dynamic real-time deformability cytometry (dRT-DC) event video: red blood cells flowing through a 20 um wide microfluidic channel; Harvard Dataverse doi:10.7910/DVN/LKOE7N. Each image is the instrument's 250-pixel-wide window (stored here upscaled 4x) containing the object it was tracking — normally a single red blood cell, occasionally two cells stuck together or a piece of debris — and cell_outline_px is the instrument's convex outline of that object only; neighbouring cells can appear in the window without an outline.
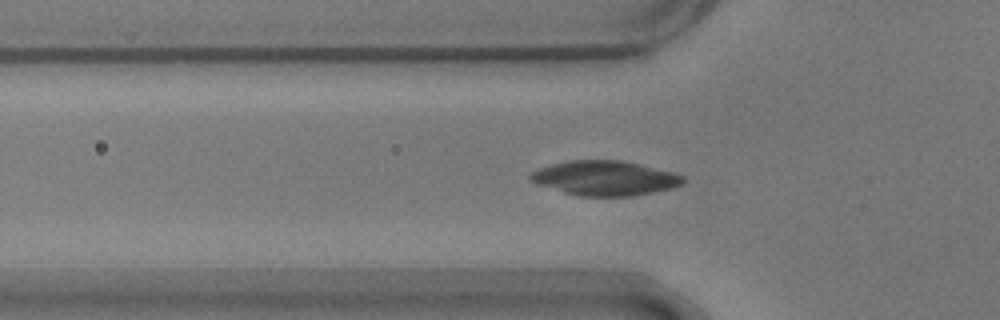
{"species": "common noctule bat (a hibernating species)", "species_latin": "Nyctalus noctula", "temperature_condition": "warm", "stored_images_in_passage": 24, "camera_frame_rate_fps": 3000, "um_per_image_px": 0.085, "animal": {"sex": "male", "body_mass_g": 17.9}, "frame": {"image": 1, "passage_image": 10, "time_ms": 3.0, "image_size_px": [1000, 320], "cell_outline_px": [[684, 180], [680, 184], [672, 188], [632, 196], [580, 196], [564, 192], [536, 184], [528, 180], [528, 176], [532, 172], [540, 168], [552, 164], [572, 160], [620, 160], [676, 172], [684, 176]], "centroid_in_image_um": [51.41, 15.14], "position_along_channel_um": 74.4, "area_um2": 30.75}}
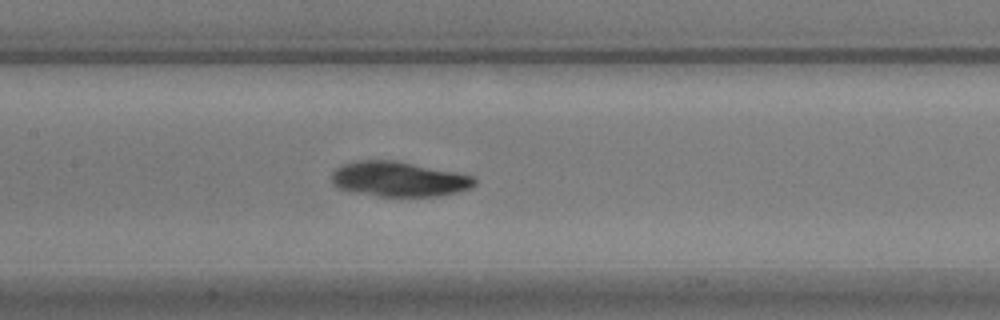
{"frame": {"image": 2, "passage_image": 18, "time_ms": 5.667, "image_size_px": [1000, 320], "cell_outline_px": [[476, 184], [468, 188], [456, 192], [440, 196], [376, 196], [352, 192], [336, 188], [332, 184], [332, 172], [340, 164], [356, 160], [396, 160], [472, 176], [476, 180]], "centroid_in_image_um": [33.81, 15.22], "position_along_channel_um": 173.6, "area_um2": 29.19}}
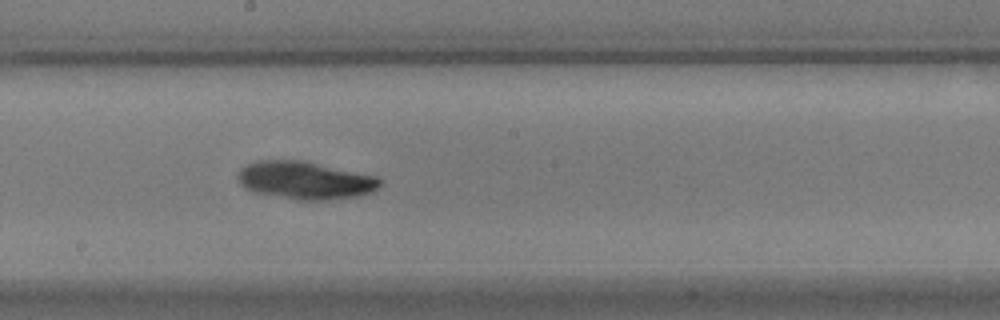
{"frame": {"image": 3, "passage_image": 22, "time_ms": 7.0, "image_size_px": [1000, 320], "cell_outline_px": [[380, 188], [372, 192], [360, 196], [328, 200], [296, 200], [256, 192], [244, 188], [240, 184], [236, 176], [240, 168], [256, 160], [304, 160], [376, 176], [380, 180]], "centroid_in_image_um": [25.93, 15.33], "position_along_channel_um": 222.3, "area_um2": 31.56}}